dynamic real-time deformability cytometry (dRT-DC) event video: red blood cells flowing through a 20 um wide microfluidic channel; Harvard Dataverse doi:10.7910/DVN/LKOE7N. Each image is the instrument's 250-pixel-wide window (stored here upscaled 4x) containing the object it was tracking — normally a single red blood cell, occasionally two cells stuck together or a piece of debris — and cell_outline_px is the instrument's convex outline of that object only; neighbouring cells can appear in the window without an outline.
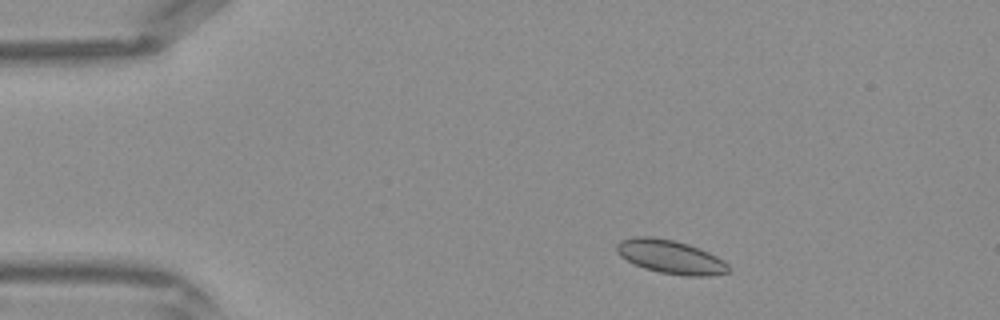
{"species": "Egyptian fruit bat (a non-hibernating species)", "species_latin": "Rousettus aegyptiacus", "temperature_condition": "warm", "stored_images_in_passage": 39, "camera_frame_rate_fps": 3000, "um_per_image_px": 0.085, "frame": {"image": 1, "passage_image": 4, "time_ms": 1.0, "image_size_px": [1000, 320], "cell_outline_px": [[732, 268], [728, 272], [708, 276], [688, 276], [660, 272], [644, 268], [620, 256], [616, 252], [616, 244], [620, 240], [636, 236], [652, 236], [672, 240], [688, 244], [700, 248], [724, 260]], "centroid_in_image_um": [57.01, 21.82], "position_along_channel_um": 28.0, "area_um2": 21.91}}
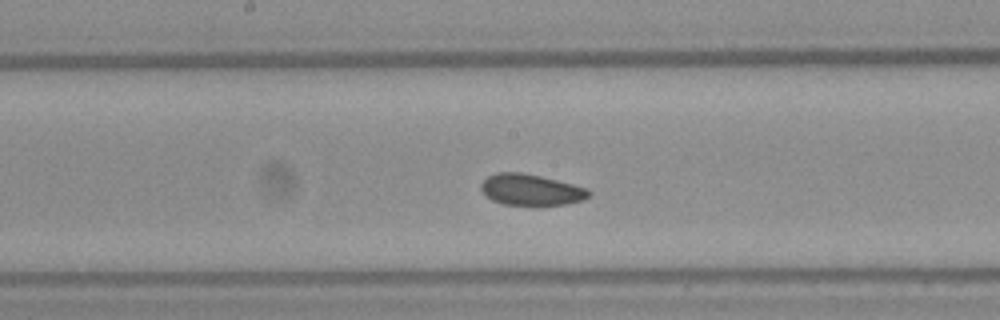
{"frame": {"image": 2, "passage_image": 19, "time_ms": 6.0, "image_size_px": [1000, 320], "cell_outline_px": [[592, 192], [584, 200], [568, 204], [504, 204], [492, 200], [484, 196], [480, 188], [480, 184], [488, 176], [496, 172], [520, 172], [540, 176], [588, 188]], "centroid_in_image_um": [45.11, 16.12], "position_along_channel_um": 203.1, "area_um2": 19.48}}
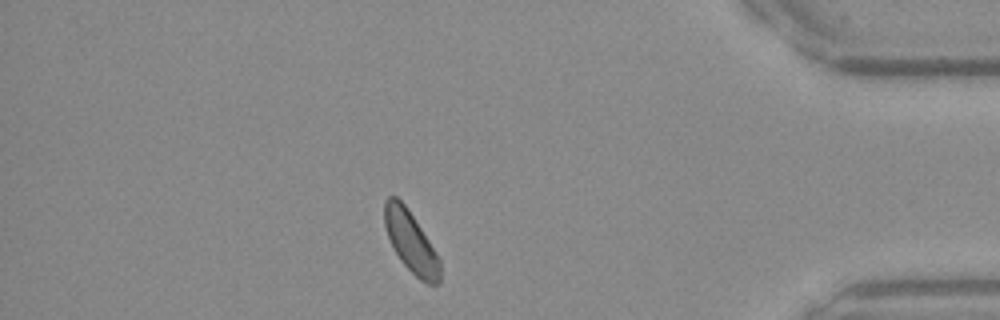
{"frame": {"image": 3, "passage_image": 34, "time_ms": 11.0, "image_size_px": [1000, 320], "cell_outline_px": [[440, 284], [428, 284], [420, 280], [400, 260], [388, 236], [384, 224], [384, 200], [388, 196], [396, 196], [408, 208], [428, 240], [440, 260]], "centroid_in_image_um": [34.91, 20.55], "position_along_channel_um": 400.3, "area_um2": 19.48}}